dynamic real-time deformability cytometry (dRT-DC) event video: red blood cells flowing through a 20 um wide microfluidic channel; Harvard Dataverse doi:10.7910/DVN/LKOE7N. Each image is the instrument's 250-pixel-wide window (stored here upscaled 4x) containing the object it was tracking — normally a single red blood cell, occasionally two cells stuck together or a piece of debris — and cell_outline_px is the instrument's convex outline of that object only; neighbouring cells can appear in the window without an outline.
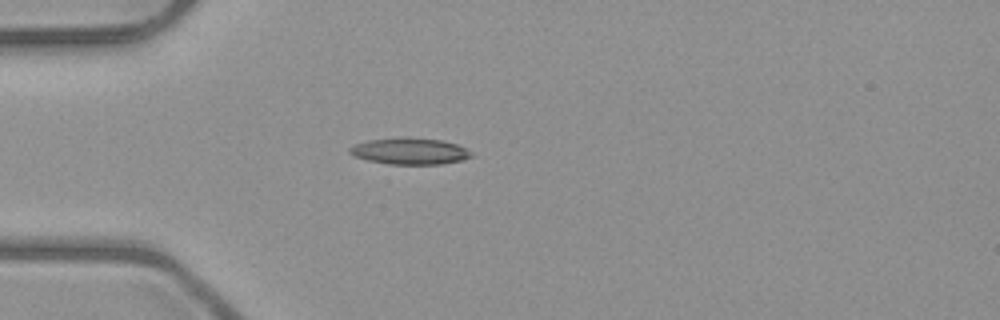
{"species": "common noctule bat (a hibernating species)", "species_latin": "Nyctalus noctula", "temperature_condition": "room temperature", "stored_images_in_passage": 5, "segment_of_instrument_passage": [1, 2], "camera_frame_rate_fps": 3000, "um_per_image_px": 0.085, "animal": {"sex": "male", "body_mass_g": 23.1, "forearm_length_mm": 52.7}, "frame": {"image": 1, "passage_image": 3, "time_ms": 2.333, "image_size_px": [1000, 320], "cell_outline_px": [[472, 156], [464, 160], [440, 164], [388, 164], [368, 160], [356, 156], [348, 152], [348, 148], [356, 144], [368, 140], [400, 136], [408, 136], [440, 140], [456, 144], [472, 152]], "centroid_in_image_um": [34.82, 12.83], "position_along_channel_um": 50.2, "area_um2": 18.9}}